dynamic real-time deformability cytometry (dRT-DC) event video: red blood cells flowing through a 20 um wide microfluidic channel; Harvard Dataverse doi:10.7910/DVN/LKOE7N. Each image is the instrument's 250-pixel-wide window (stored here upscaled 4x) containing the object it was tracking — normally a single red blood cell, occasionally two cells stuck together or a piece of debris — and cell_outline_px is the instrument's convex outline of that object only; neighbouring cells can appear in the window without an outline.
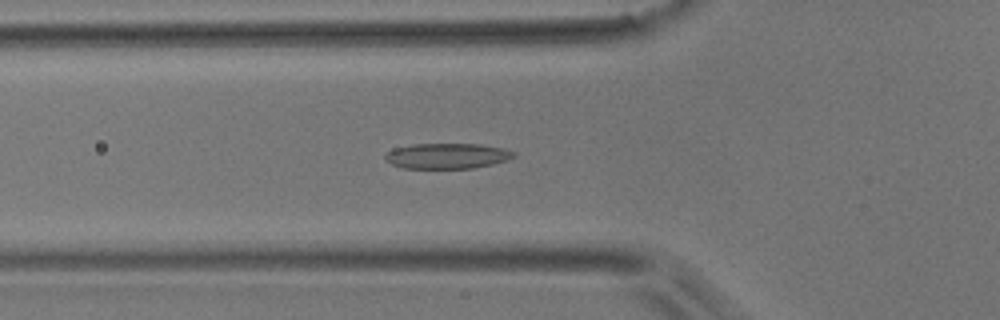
{"species": "common noctule bat (a hibernating species)", "species_latin": "Nyctalus noctula", "temperature_condition": "room temperature", "stored_images_in_passage": 53, "camera_frame_rate_fps": 3000, "um_per_image_px": 0.085, "animal": {"sex": "male", "body_mass_g": 17.9}, "frame": {"image": 1, "passage_image": 18, "time_ms": 5.667, "image_size_px": [1000, 320], "cell_outline_px": [[516, 156], [508, 160], [492, 164], [472, 168], [404, 168], [392, 164], [384, 160], [384, 156], [392, 148], [412, 144], [480, 144], [504, 148], [516, 152]], "centroid_in_image_um": [38.01, 13.25], "position_along_channel_um": 87.8, "area_um2": 19.19}}
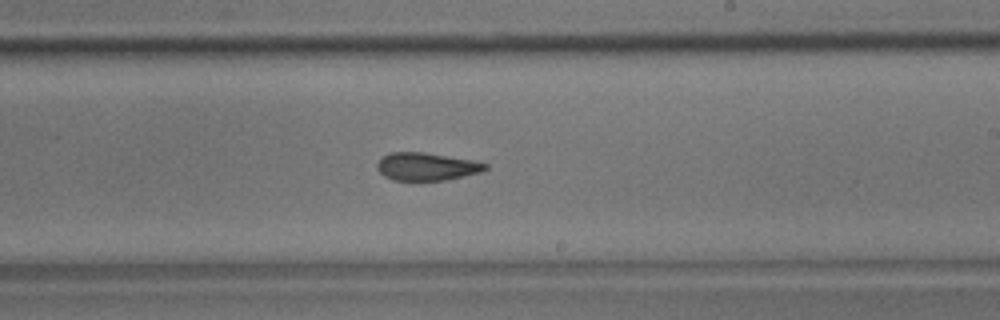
{"frame": {"image": 2, "passage_image": 31, "time_ms": 10.0, "image_size_px": [1000, 320], "cell_outline_px": [[488, 168], [480, 172], [448, 180], [392, 180], [384, 176], [376, 168], [376, 164], [384, 156], [392, 152], [424, 152], [472, 160], [488, 164]], "centroid_in_image_um": [36.26, 14.16], "position_along_channel_um": 252.7, "area_um2": 17.46}}
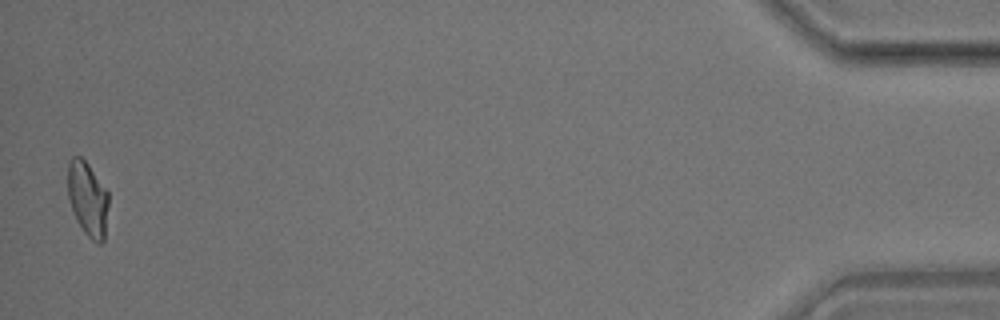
{"frame": {"image": 3, "passage_image": 52, "time_ms": 17.0, "image_size_px": [1000, 320], "cell_outline_px": [[108, 204], [104, 240], [100, 244], [96, 244], [84, 232], [76, 220], [68, 200], [68, 164], [72, 156], [80, 156], [88, 164], [108, 192]], "centroid_in_image_um": [7.44, 16.92], "position_along_channel_um": 427.8, "area_um2": 17.69}, "authors_computed_cell_mechanics": {"area_um2": 18.2648, "velocity_mm_per_s": 3.7957, "shape_relaxation_time_tau1_ms": 8.3353, "shape_relaxation_time_tau2_ms": 3.0419, "deformation_change_tau1": 0.2021, "deformation_change_tau2": 0.112}}